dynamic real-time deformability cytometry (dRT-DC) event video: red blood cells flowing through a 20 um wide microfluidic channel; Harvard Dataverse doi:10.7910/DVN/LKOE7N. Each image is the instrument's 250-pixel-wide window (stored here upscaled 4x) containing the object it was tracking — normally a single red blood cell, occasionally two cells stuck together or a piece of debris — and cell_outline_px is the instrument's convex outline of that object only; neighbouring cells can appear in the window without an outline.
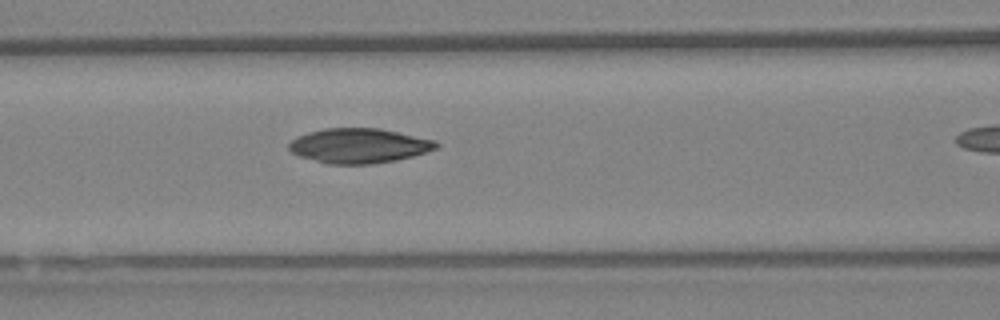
{"species": "Egyptian fruit bat (a non-hibernating species)", "species_latin": "Rousettus aegyptiacus", "temperature_condition": "warm", "stored_images_in_passage": 11, "camera_frame_rate_fps": 3000, "um_per_image_px": 0.085, "animal": {"sex": "female"}, "frame": {"image": 1, "passage_image": 10, "time_ms": 3.0, "image_size_px": [1000, 320], "cell_outline_px": [[440, 144], [436, 148], [412, 156], [396, 160], [372, 164], [328, 164], [300, 156], [292, 152], [288, 148], [288, 144], [296, 136], [308, 132], [324, 128], [380, 128], [436, 140]], "centroid_in_image_um": [30.5, 12.38], "position_along_channel_um": 136.1, "area_um2": 29.82}}